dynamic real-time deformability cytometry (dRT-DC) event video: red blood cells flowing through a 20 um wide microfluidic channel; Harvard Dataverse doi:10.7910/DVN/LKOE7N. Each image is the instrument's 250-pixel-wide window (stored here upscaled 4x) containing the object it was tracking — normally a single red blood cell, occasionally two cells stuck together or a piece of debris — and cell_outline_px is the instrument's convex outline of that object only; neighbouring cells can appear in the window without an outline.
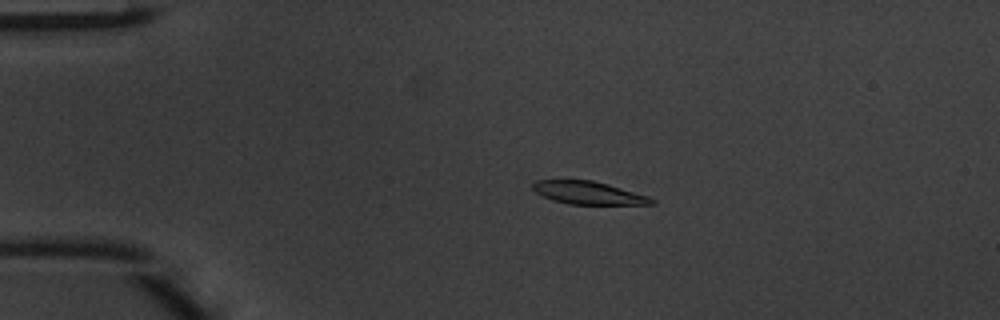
{"species": "common noctule bat (a hibernating species)", "species_latin": "Nyctalus noctula", "temperature_condition": "warm", "stored_images_in_passage": 42, "camera_frame_rate_fps": 3000, "um_per_image_px": 0.085, "animal": {"sex": "male", "body_mass_g": 20.1, "forearm_length_mm": 53.5}, "frame": {"image": 1, "passage_image": 4, "time_ms": 1.0, "image_size_px": [1000, 320], "cell_outline_px": [[656, 204], [568, 204], [552, 200], [536, 192], [532, 188], [532, 184], [536, 180], [592, 180], [608, 184], [648, 196], [656, 200]], "centroid_in_image_um": [50.01, 16.39], "position_along_channel_um": 35.0, "area_um2": 15.72}}
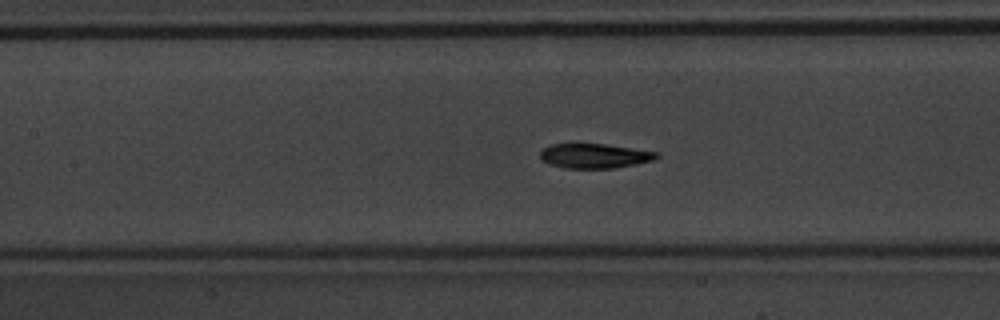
{"frame": {"image": 2, "passage_image": 16, "time_ms": 5.0, "image_size_px": [1000, 320], "cell_outline_px": [[660, 156], [652, 160], [636, 164], [612, 168], [564, 168], [540, 160], [540, 152], [544, 148], [552, 144], [576, 140], [660, 152]], "centroid_in_image_um": [50.49, 13.2], "position_along_channel_um": 156.9, "area_um2": 17.34}}
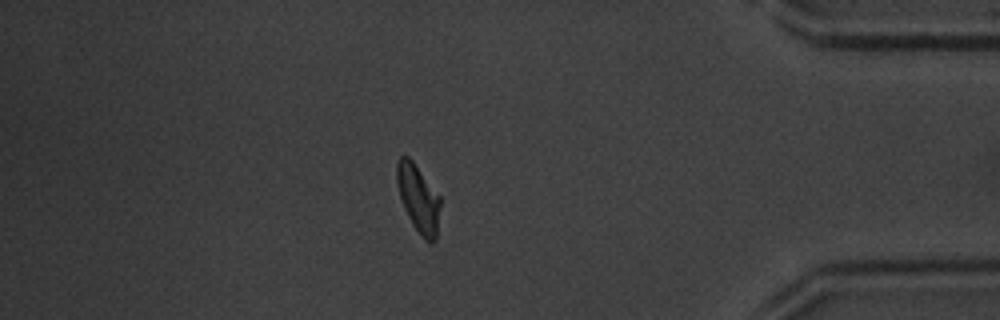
{"frame": {"image": 3, "passage_image": 36, "time_ms": 11.667, "image_size_px": [1000, 320], "cell_outline_px": [[440, 204], [436, 240], [432, 244], [428, 244], [420, 236], [412, 224], [404, 208], [400, 196], [396, 180], [396, 164], [400, 156], [408, 156], [412, 160], [440, 196]], "centroid_in_image_um": [35.56, 16.91], "position_along_channel_um": 399.6, "area_um2": 17.17}, "authors_computed_cell_mechanics": {"area_um2": 17.1955, "velocity_mm_per_s": 4.1384, "shape_relaxation_time_tau1_ms": 3.0543, "shape_relaxation_time_tau2_ms": 2.8988, "deformation_change_tau1": 0.141, "deformation_change_tau2": 0.0851}}